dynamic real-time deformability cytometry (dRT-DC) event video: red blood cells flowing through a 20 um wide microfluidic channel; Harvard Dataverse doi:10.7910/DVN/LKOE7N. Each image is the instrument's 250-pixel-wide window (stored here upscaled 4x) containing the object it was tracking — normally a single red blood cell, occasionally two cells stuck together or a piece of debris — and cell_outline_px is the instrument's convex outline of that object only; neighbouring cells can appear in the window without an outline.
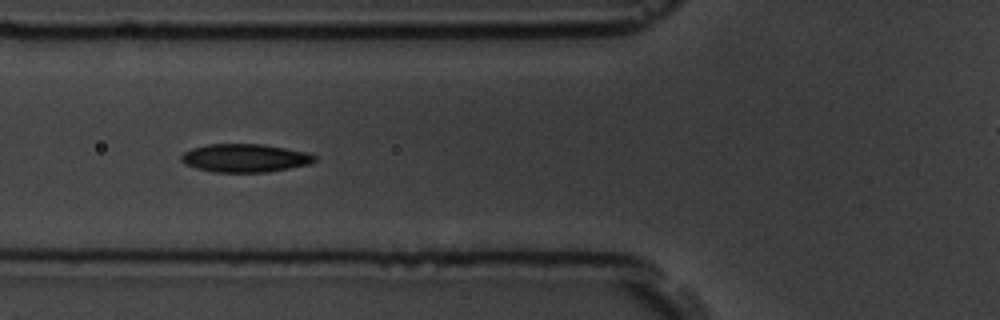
{"species": "common noctule bat (a hibernating species)", "species_latin": "Nyctalus noctula", "temperature_condition": "room temperature", "stored_images_in_passage": 9, "camera_frame_rate_fps": 3000, "um_per_image_px": 0.085, "animal": {"sex": "male", "body_mass_g": 19.5, "forearm_length_mm": 54.6}, "frame": {"image": 1, "passage_image": 6, "time_ms": 6.0, "image_size_px": [1000, 320], "cell_outline_px": [[316, 160], [308, 164], [288, 168], [264, 172], [212, 172], [196, 168], [184, 164], [180, 160], [180, 156], [184, 152], [192, 148], [208, 144], [260, 144], [284, 148], [304, 152], [316, 156]], "centroid_in_image_um": [20.75, 13.43], "position_along_channel_um": 105.1, "area_um2": 21.73}}
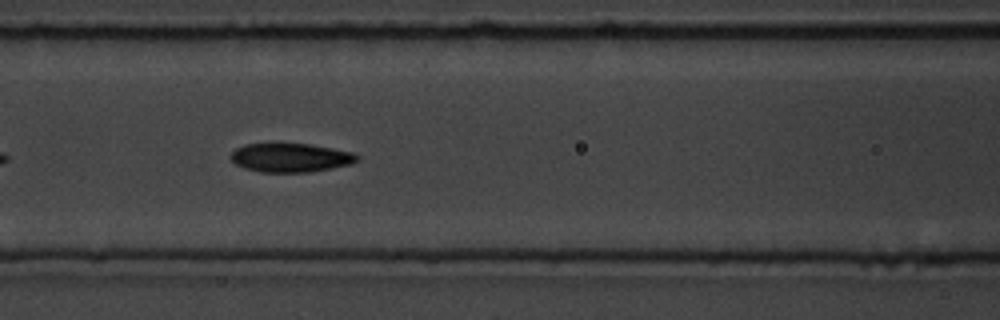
{"frame": {"image": 2, "passage_image": 7, "time_ms": 7.0, "image_size_px": [1000, 320], "cell_outline_px": [[360, 160], [352, 164], [332, 168], [308, 172], [260, 172], [244, 168], [236, 164], [228, 156], [236, 148], [244, 144], [312, 144], [352, 152], [360, 156]], "centroid_in_image_um": [24.72, 13.4], "position_along_channel_um": 141.9, "area_um2": 21.33}}